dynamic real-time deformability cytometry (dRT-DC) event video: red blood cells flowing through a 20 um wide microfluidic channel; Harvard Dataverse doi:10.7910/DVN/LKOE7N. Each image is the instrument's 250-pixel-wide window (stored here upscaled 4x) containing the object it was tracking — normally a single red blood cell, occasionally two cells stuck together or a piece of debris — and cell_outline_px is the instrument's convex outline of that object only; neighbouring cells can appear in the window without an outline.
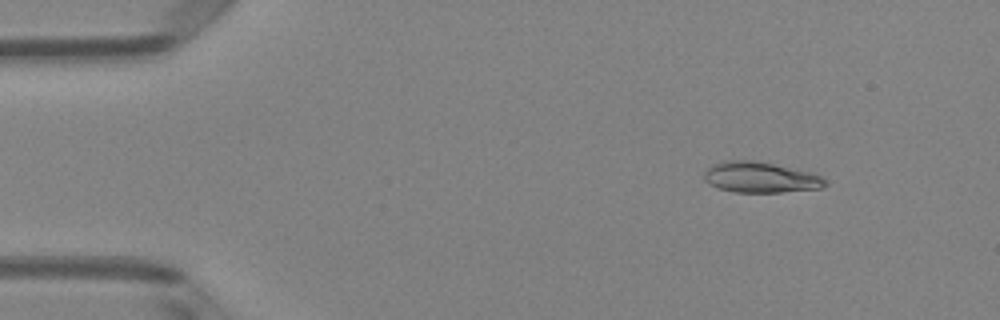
{"species": "Egyptian fruit bat (a non-hibernating species)", "species_latin": "Rousettus aegyptiacus", "temperature_condition": "room temperature", "stored_images_in_passage": 4, "camera_frame_rate_fps": 3000, "um_per_image_px": 0.085, "animal": {"sex": "female"}, "frame": {"image": 1, "passage_image": 2, "time_ms": 0.333, "image_size_px": [1000, 320], "cell_outline_px": [[828, 184], [820, 188], [780, 192], [736, 192], [720, 188], [704, 180], [704, 172], [712, 164], [724, 160], [756, 160], [816, 172], [828, 180]], "centroid_in_image_um": [64.71, 15.05], "position_along_channel_um": 20.3, "area_um2": 21.96}}